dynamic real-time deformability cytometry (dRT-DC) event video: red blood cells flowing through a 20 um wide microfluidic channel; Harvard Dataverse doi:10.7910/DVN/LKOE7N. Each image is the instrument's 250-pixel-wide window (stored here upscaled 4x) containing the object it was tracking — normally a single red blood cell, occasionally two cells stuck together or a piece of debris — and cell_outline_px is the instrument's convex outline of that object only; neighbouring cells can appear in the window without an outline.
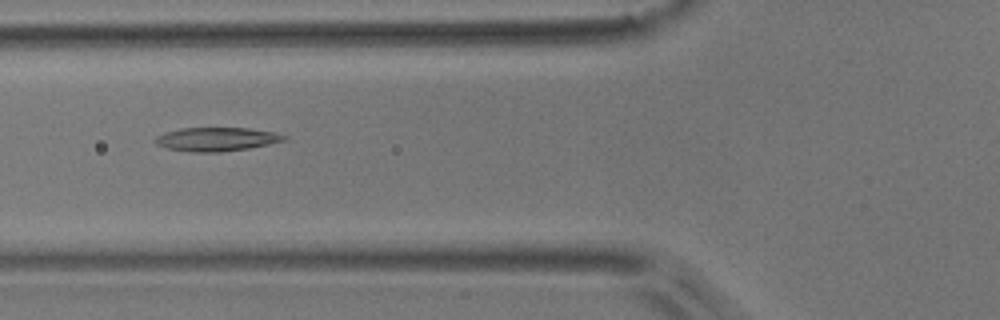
{"species": "common noctule bat (a hibernating species)", "species_latin": "Nyctalus noctula", "temperature_condition": "room temperature", "stored_images_in_passage": 5, "camera_frame_rate_fps": 3000, "um_per_image_px": 0.085, "animal": {"sex": "male", "body_mass_g": 17.9}, "frame": {"image": 1, "passage_image": 3, "time_ms": 0.667, "image_size_px": [1000, 320], "cell_outline_px": [[288, 140], [248, 148], [220, 152], [192, 152], [168, 148], [156, 144], [152, 140], [156, 136], [164, 132], [180, 128], [248, 128], [272, 132], [288, 136]], "centroid_in_image_um": [18.38, 11.83], "position_along_channel_um": 107.4, "area_um2": 17.8}}
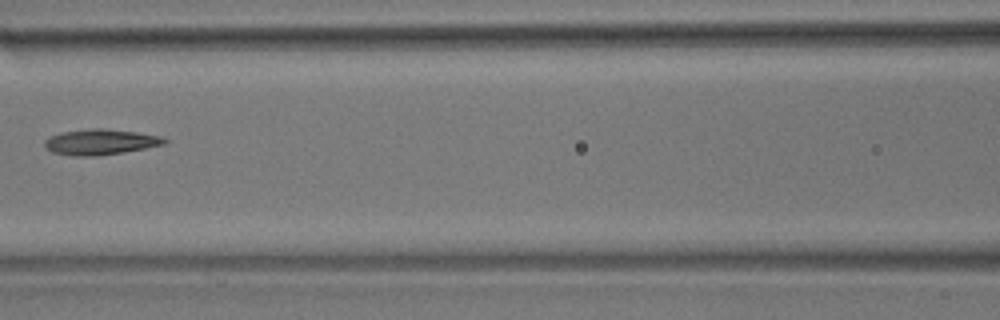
{"frame": {"image": 2, "passage_image": 4, "time_ms": 1.0, "image_size_px": [1000, 320], "cell_outline_px": [[168, 144], [124, 152], [96, 156], [72, 156], [52, 152], [44, 148], [44, 140], [60, 132], [88, 128], [104, 128], [136, 132], [160, 136], [168, 140]], "centroid_in_image_um": [8.53, 12.07], "position_along_channel_um": 158.1, "area_um2": 18.09}}
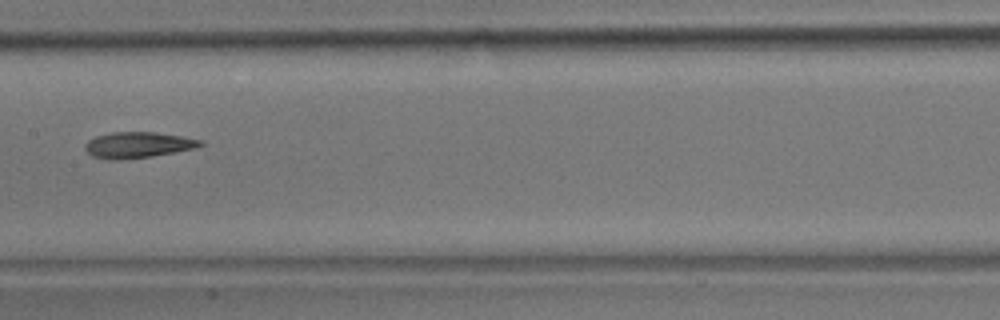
{"frame": {"image": 3, "passage_image": 5, "time_ms": 1.333, "image_size_px": [1000, 320], "cell_outline_px": [[204, 144], [196, 148], [152, 156], [112, 160], [92, 156], [84, 148], [84, 144], [88, 140], [96, 136], [112, 132], [156, 132], [204, 140]], "centroid_in_image_um": [11.73, 12.31], "position_along_channel_um": 195.7, "area_um2": 17.34}}